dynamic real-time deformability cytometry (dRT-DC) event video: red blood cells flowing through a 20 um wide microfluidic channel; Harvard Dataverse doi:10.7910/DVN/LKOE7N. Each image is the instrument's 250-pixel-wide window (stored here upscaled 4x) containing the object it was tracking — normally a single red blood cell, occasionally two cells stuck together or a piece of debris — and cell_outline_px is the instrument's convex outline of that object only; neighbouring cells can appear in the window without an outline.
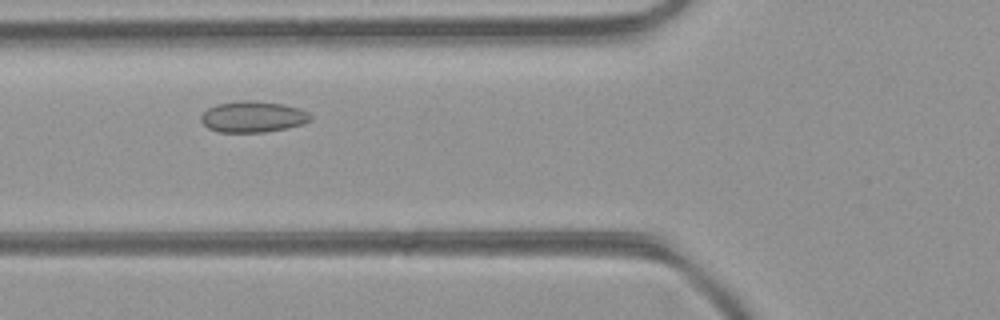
{"species": "common noctule bat (a hibernating species)", "species_latin": "Nyctalus noctula", "temperature_condition": "room temperature", "stored_images_in_passage": 31, "camera_frame_rate_fps": 3000, "um_per_image_px": 0.085, "animal": {"sex": "female", "body_mass_g": 21.9}, "frame": {"image": 1, "passage_image": 7, "time_ms": 2.0, "image_size_px": [1000, 320], "cell_outline_px": [[312, 120], [288, 128], [264, 132], [220, 132], [208, 128], [200, 120], [200, 116], [208, 108], [216, 104], [244, 100], [252, 100], [284, 104], [300, 108], [308, 112], [312, 116]], "centroid_in_image_um": [21.51, 9.92], "position_along_channel_um": 104.3, "area_um2": 19.94}}
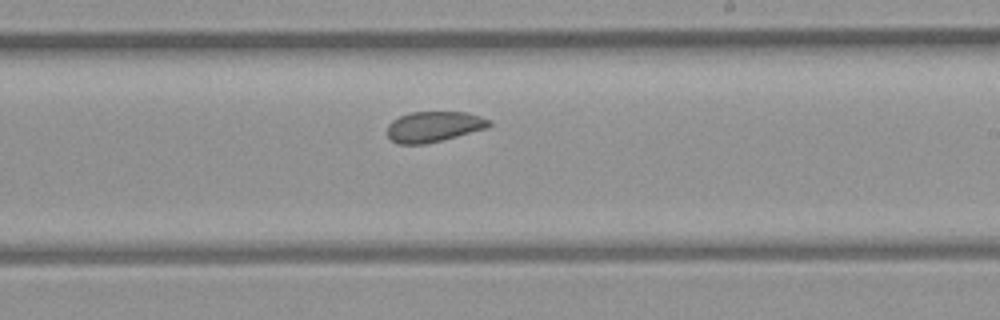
{"frame": {"image": 2, "passage_image": 17, "time_ms": 5.333, "image_size_px": [1000, 320], "cell_outline_px": [[492, 124], [488, 128], [424, 144], [396, 144], [388, 136], [388, 124], [392, 120], [408, 112], [468, 112], [492, 120]], "centroid_in_image_um": [36.89, 10.75], "position_along_channel_um": 252.1, "area_um2": 18.15}}
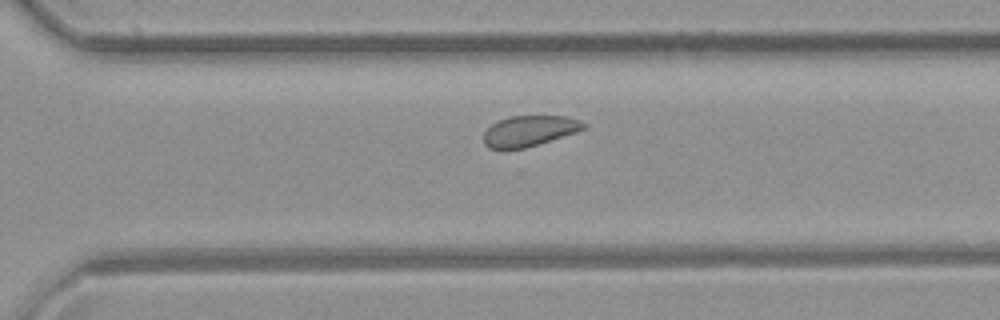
{"frame": {"image": 3, "passage_image": 22, "time_ms": 7.0, "image_size_px": [1000, 320], "cell_outline_px": [[588, 128], [576, 132], [524, 148], [500, 152], [488, 148], [484, 144], [484, 132], [496, 120], [512, 116], [568, 116], [580, 120], [588, 124]], "centroid_in_image_um": [44.96, 11.15], "position_along_channel_um": 325.6, "area_um2": 18.32}, "authors_computed_cell_mechanics": {"area_um2": 18.9006, "velocity_mm_per_s": 4.431, "shape_relaxation_time_tau1_ms": null, "shape_relaxation_time_tau2_ms": 1.5245, "deformation_change_tau1": null, "deformation_change_tau2": 0.0613}}